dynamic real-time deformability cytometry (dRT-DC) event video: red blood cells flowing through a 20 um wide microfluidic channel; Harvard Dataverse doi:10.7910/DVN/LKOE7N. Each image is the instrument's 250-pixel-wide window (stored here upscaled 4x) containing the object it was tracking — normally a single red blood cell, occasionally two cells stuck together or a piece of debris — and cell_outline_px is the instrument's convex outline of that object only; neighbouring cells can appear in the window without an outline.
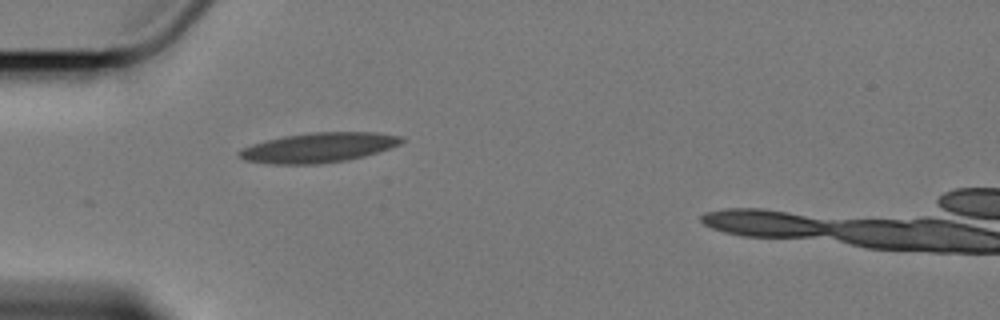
{"species": "Egyptian fruit bat (a non-hibernating species)", "species_latin": "Rousettus aegyptiacus", "temperature_condition": "cold", "stored_images_in_passage": 1, "camera_frame_rate_fps": 3000, "um_per_image_px": 0.085, "animal": {"sex": "female"}, "frame": {"image": 1, "passage_image": 1, "time_ms": 0.0, "image_size_px": [1000, 320], "cell_outline_px": [[404, 140], [400, 144], [364, 156], [344, 160], [312, 164], [272, 164], [244, 160], [236, 156], [236, 152], [240, 148], [252, 144], [284, 136], [308, 132], [380, 132], [400, 136]], "centroid_in_image_um": [27.02, 12.53], "position_along_channel_um": 58.0, "area_um2": 28.09}}